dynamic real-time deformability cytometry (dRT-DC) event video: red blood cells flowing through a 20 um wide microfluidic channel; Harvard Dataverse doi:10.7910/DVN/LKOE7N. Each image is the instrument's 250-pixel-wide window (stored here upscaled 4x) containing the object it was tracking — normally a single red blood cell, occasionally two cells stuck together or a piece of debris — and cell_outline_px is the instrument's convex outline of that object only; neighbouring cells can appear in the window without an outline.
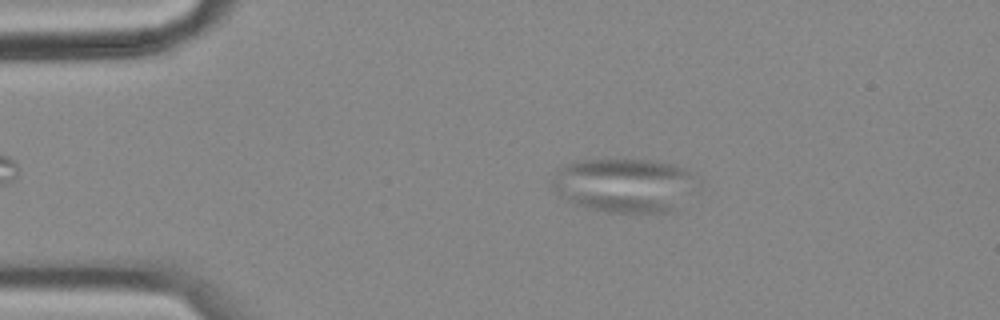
{"species": "common noctule bat (a hibernating species)", "species_latin": "Nyctalus noctula", "temperature_condition": "cold", "stored_images_in_passage": 48, "camera_frame_rate_fps": 3000, "um_per_image_px": 0.085, "animal": {"sex": "female", "body_mass_g": 18.4}, "frame": {"image": 1, "passage_image": 10, "time_ms": 3.0, "image_size_px": [1000, 320], "cell_outline_px": [[700, 192], [676, 212], [608, 212], [588, 208], [576, 204], [560, 196], [552, 184], [556, 172], [560, 168], [576, 160], [656, 160], [672, 164], [684, 168], [688, 172], [700, 188]], "centroid_in_image_um": [53.21, 15.77], "position_along_channel_um": 31.8, "area_um2": 46.36}}
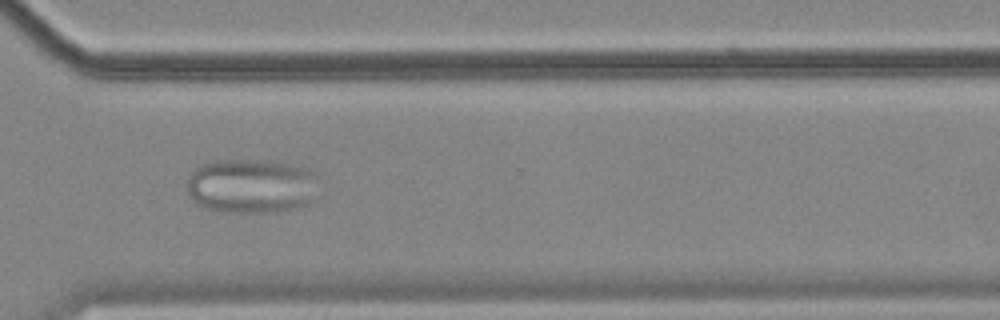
{"frame": {"image": 2, "passage_image": 41, "time_ms": 13.333, "image_size_px": [1000, 320], "cell_outline_px": [[316, 176], [308, 204], [276, 212], [228, 212], [204, 208], [196, 204], [188, 192], [188, 176], [200, 164], [212, 160], [272, 160], [304, 168], [312, 172]], "centroid_in_image_um": [21.27, 15.8], "position_along_channel_um": 349.3, "area_um2": 41.44}}
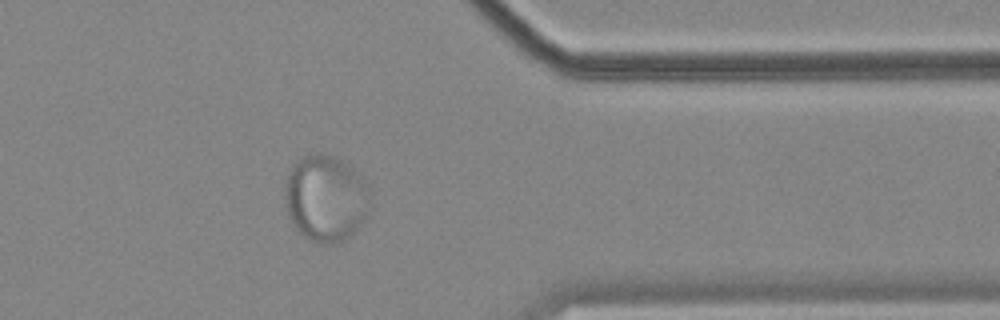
{"frame": {"image": 3, "passage_image": 45, "time_ms": 14.667, "image_size_px": [1000, 320], "cell_outline_px": [[368, 216], [340, 244], [320, 244], [308, 240], [292, 224], [288, 216], [284, 204], [284, 188], [288, 172], [292, 164], [296, 160], [312, 152], [320, 152], [332, 156], [348, 164], [368, 180]], "centroid_in_image_um": [27.66, 16.84], "position_along_channel_um": 383.7, "area_um2": 43.75}}